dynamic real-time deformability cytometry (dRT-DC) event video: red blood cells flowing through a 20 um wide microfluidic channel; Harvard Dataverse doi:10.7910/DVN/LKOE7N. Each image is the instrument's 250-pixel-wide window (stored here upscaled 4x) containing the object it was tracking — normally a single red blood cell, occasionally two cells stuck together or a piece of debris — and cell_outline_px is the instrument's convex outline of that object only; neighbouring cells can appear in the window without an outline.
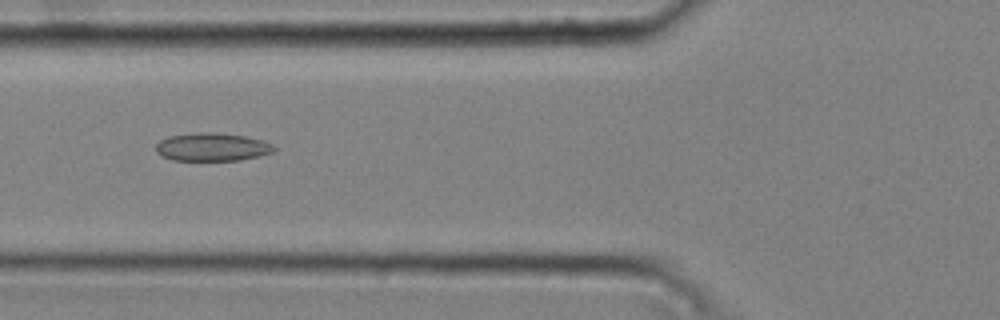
{"species": "common noctule bat (a hibernating species)", "species_latin": "Nyctalus noctula", "temperature_condition": "cold", "stored_images_in_passage": 47, "camera_frame_rate_fps": 3000, "um_per_image_px": 0.085, "animal": {"sex": "male", "body_mass_g": 20.4}, "frame": {"image": 1, "passage_image": 18, "time_ms": 5.667, "image_size_px": [1000, 320], "cell_outline_px": [[276, 148], [272, 152], [260, 156], [240, 160], [172, 160], [160, 156], [156, 152], [156, 144], [160, 140], [168, 136], [196, 132], [212, 132], [244, 136], [264, 140], [272, 144]], "centroid_in_image_um": [18.01, 12.49], "position_along_channel_um": 107.8, "area_um2": 19.48}}
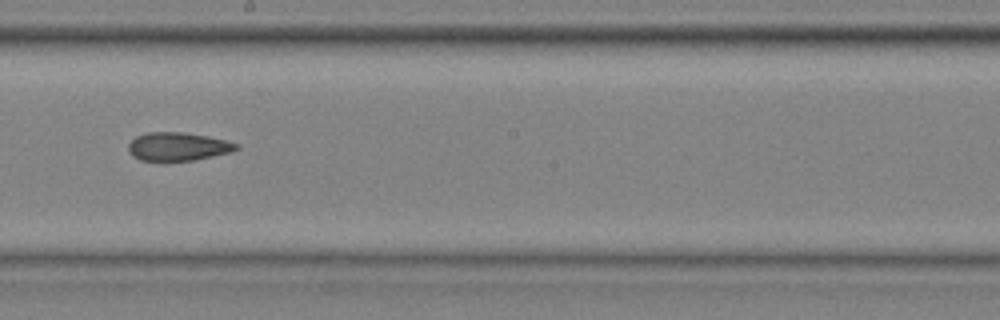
{"frame": {"image": 2, "passage_image": 28, "time_ms": 9.0, "image_size_px": [1000, 320], "cell_outline_px": [[240, 148], [232, 152], [192, 160], [140, 160], [132, 156], [128, 152], [128, 144], [136, 136], [148, 132], [184, 132], [208, 136], [240, 144]], "centroid_in_image_um": [15.13, 12.44], "position_along_channel_um": 233.1, "area_um2": 17.8}}
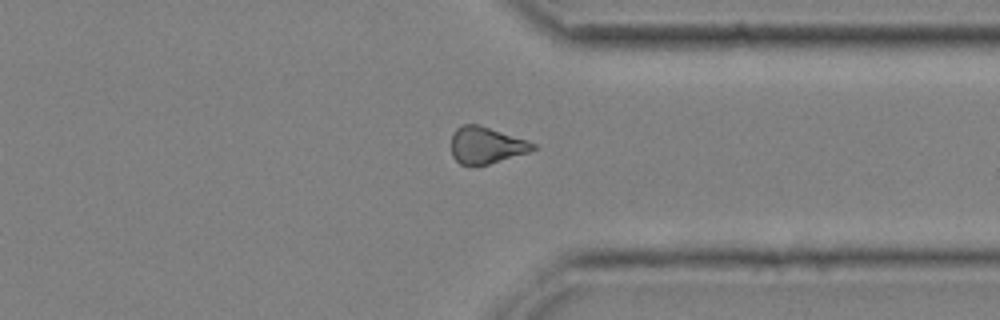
{"frame": {"image": 3, "passage_image": 39, "time_ms": 12.667, "image_size_px": [1000, 320], "cell_outline_px": [[536, 148], [528, 152], [488, 164], [460, 164], [452, 156], [452, 136], [456, 128], [460, 124], [476, 124], [528, 140], [536, 144]], "centroid_in_image_um": [41.32, 12.33], "position_along_channel_um": 370.1, "area_um2": 17.17}, "authors_computed_cell_mechanics": {"area_um2": 18.3804, "velocity_mm_per_s": 3.7598, "shape_relaxation_time_tau1_ms": null, "shape_relaxation_time_tau2_ms": 4.9147, "deformation_change_tau1": null, "deformation_change_tau2": 0.131}}